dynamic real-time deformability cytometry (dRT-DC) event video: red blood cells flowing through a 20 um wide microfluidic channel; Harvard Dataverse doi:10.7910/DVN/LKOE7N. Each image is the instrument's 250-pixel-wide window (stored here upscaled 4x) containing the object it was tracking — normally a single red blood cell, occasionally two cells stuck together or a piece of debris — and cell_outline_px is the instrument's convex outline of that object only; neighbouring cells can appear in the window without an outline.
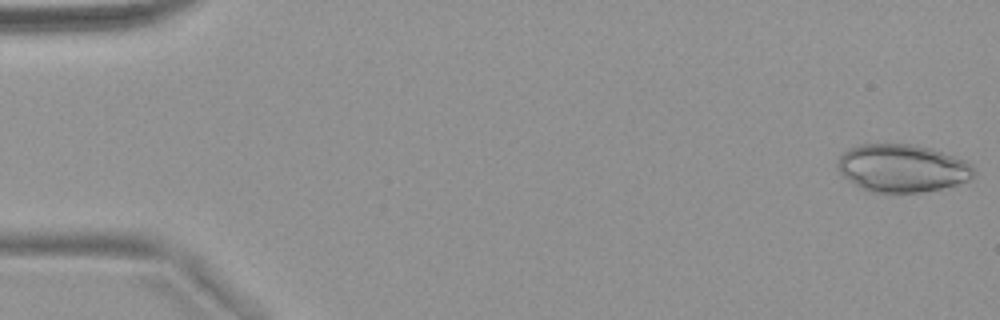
{"species": "common noctule bat (a hibernating species)", "species_latin": "Nyctalus noctula", "temperature_condition": "warm", "stored_images_in_passage": 52, "camera_frame_rate_fps": 3000, "um_per_image_px": 0.085, "animal": {"sex": "female", "body_mass_g": 18.4}, "frame": {"image": 1, "passage_image": 1, "time_ms": 0.0, "image_size_px": [1000, 320], "cell_outline_px": [[976, 172], [968, 180], [956, 184], [940, 188], [920, 192], [868, 192], [848, 180], [840, 172], [836, 164], [840, 156], [844, 152], [860, 144], [912, 144], [928, 148], [964, 160], [972, 164]], "centroid_in_image_um": [76.67, 14.3], "position_along_channel_um": 8.3, "area_um2": 37.51}}
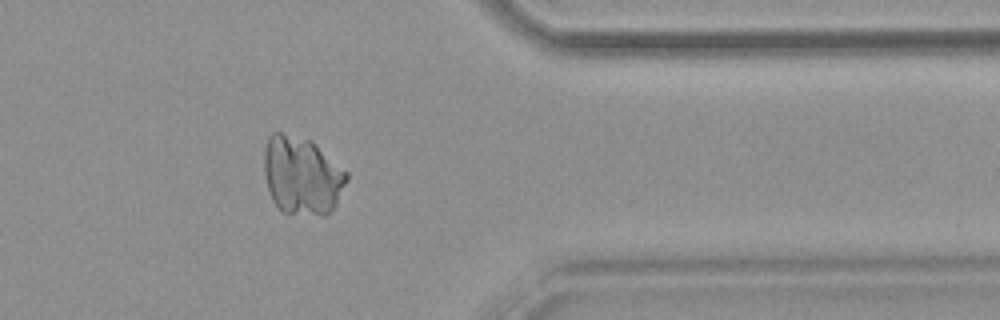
{"frame": {"image": 2, "passage_image": 43, "time_ms": 14.0, "image_size_px": [1000, 320], "cell_outline_px": [[348, 180], [336, 204], [324, 216], [320, 216], [284, 212], [272, 200], [268, 188], [264, 172], [264, 152], [268, 136], [272, 132], [280, 132], [312, 140], [348, 172]], "centroid_in_image_um": [25.67, 14.9], "position_along_channel_um": 385.7, "area_um2": 37.74}}
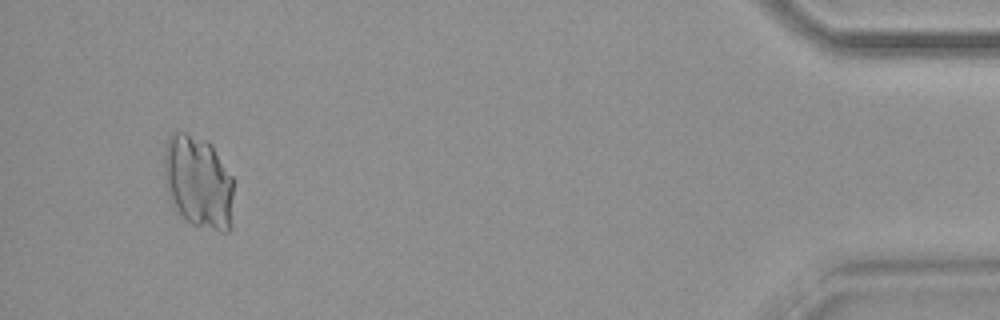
{"frame": {"image": 3, "passage_image": 50, "time_ms": 16.333, "image_size_px": [1000, 320], "cell_outline_px": [[232, 196], [228, 232], [220, 232], [192, 224], [172, 204], [168, 196], [164, 180], [164, 156], [168, 136], [172, 132], [184, 132], [208, 140], [212, 144], [232, 176]], "centroid_in_image_um": [16.83, 15.42], "position_along_channel_um": 418.4, "area_um2": 37.51}}